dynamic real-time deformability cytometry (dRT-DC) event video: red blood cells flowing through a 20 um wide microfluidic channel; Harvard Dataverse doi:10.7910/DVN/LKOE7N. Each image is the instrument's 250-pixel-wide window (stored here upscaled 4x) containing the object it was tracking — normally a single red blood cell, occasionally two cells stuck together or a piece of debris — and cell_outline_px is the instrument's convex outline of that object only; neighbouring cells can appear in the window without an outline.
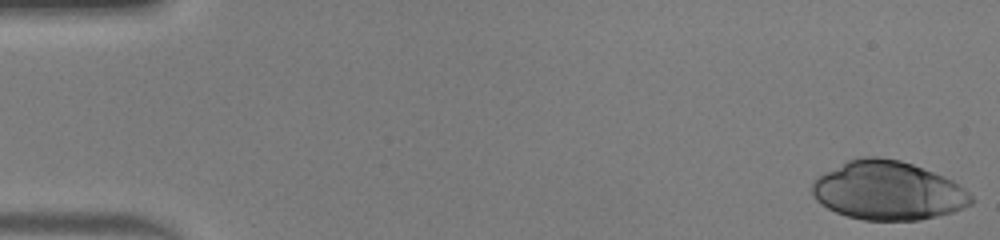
{"species": "human", "species_latin": "Homo sapiens", "temperature_condition": "warm", "stored_images_in_passage": 18, "camera_frame_rate_fps": 3000, "um_per_image_px": 0.085, "donor": {"sex": "male"}, "frame": {"image": 1, "passage_image": 1, "time_ms": 0.0, "image_size_px": [1000, 240], "cell_outline_px": [[976, 200], [972, 204], [964, 208], [952, 212], [920, 220], [864, 220], [848, 216], [836, 212], [820, 204], [816, 200], [812, 192], [812, 180], [824, 172], [848, 160], [860, 156], [876, 156], [900, 160], [912, 164], [944, 176], [952, 180], [964, 188]], "centroid_in_image_um": [75.47, 16.2], "position_along_channel_um": 9.5, "area_um2": 54.62}}
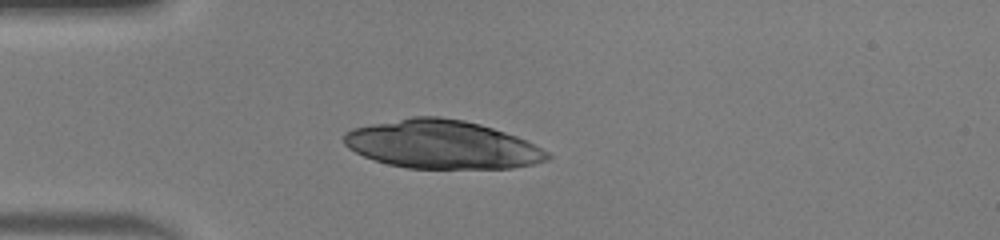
{"frame": {"image": 2, "passage_image": 13, "time_ms": 4.0, "image_size_px": [1000, 240], "cell_outline_px": [[552, 156], [548, 160], [532, 164], [512, 168], [408, 168], [388, 164], [364, 156], [348, 148], [344, 144], [344, 132], [352, 128], [412, 116], [440, 116], [464, 120], [480, 124], [516, 136], [548, 152]], "centroid_in_image_um": [37.54, 12.28], "position_along_channel_um": 47.5, "area_um2": 57.05}}